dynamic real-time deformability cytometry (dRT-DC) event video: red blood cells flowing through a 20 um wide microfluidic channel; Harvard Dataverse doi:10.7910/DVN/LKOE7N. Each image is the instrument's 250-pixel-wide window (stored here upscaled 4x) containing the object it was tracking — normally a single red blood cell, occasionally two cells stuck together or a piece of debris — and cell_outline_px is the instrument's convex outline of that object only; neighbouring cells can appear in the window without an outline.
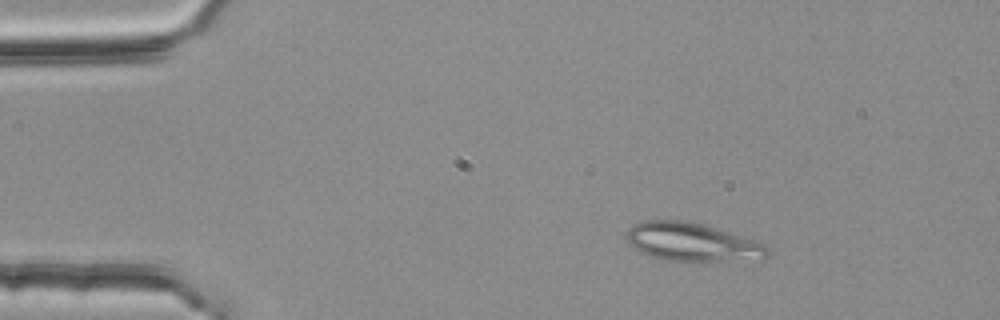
{"species": "common noctule bat (a hibernating species)", "species_latin": "Nyctalus noctula", "temperature_condition": "room temperature", "stored_images_in_passage": 33, "segment_of_instrument_passage": [1, 2], "camera_frame_rate_fps": 3000, "um_per_image_px": 0.085, "animal": {"sex": "female", "body_mass_g": 25.1}, "frame": {"image": 1, "passage_image": 1, "time_ms": 0.0, "image_size_px": [1000, 320], "cell_outline_px": [[768, 256], [764, 260], [680, 264], [664, 260], [640, 252], [628, 240], [628, 228], [632, 224], [644, 220], [684, 220], [716, 228], [764, 244], [768, 248]], "centroid_in_image_um": [58.87, 20.64], "position_along_channel_um": 26.1, "area_um2": 32.37}}